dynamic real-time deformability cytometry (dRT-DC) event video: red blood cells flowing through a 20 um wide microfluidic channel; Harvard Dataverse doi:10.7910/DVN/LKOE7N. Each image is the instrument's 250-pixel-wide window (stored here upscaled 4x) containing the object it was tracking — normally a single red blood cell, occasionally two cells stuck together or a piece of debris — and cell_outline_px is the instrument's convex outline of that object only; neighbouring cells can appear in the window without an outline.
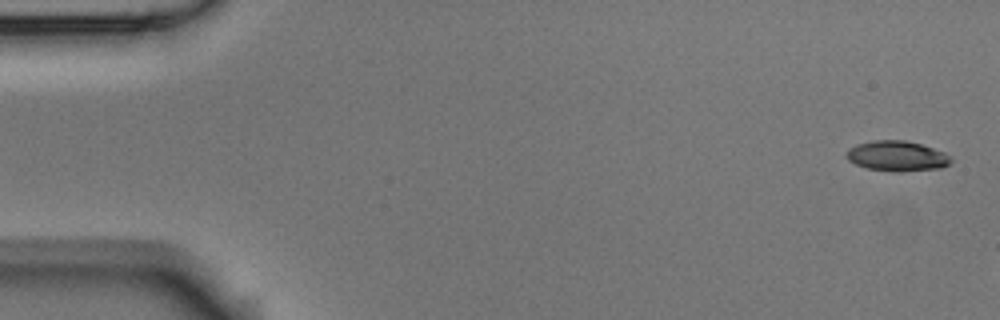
{"species": "Egyptian fruit bat (a non-hibernating species)", "species_latin": "Rousettus aegyptiacus", "temperature_condition": "room temperature", "stored_images_in_passage": 3, "camera_frame_rate_fps": 3000, "um_per_image_px": 0.085, "animal": {"sex": "male"}, "frame": {"image": 1, "passage_image": 1, "time_ms": 0.0, "image_size_px": [1000, 320], "cell_outline_px": [[952, 160], [948, 164], [940, 168], [896, 172], [868, 168], [856, 164], [848, 160], [848, 148], [856, 144], [872, 140], [904, 140], [920, 144], [944, 152], [952, 156]], "centroid_in_image_um": [76.26, 13.25], "position_along_channel_um": 8.7, "area_um2": 18.26}}